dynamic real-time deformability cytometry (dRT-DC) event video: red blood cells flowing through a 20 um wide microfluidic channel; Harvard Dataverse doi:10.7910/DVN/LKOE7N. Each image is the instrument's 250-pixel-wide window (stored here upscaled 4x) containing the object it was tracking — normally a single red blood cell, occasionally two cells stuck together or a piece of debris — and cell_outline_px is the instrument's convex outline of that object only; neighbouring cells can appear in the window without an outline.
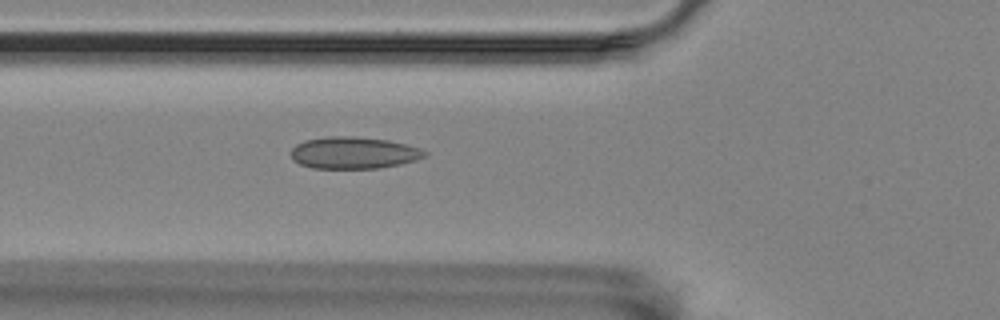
{"species": "Egyptian fruit bat (a non-hibernating species)", "species_latin": "Rousettus aegyptiacus", "temperature_condition": "room temperature", "stored_images_in_passage": 42, "camera_frame_rate_fps": 3000, "um_per_image_px": 0.085, "animal": {"sex": "female"}, "frame": {"image": 1, "passage_image": 17, "time_ms": 5.333, "image_size_px": [1000, 320], "cell_outline_px": [[428, 152], [424, 156], [416, 160], [400, 164], [380, 168], [312, 168], [300, 164], [292, 160], [292, 148], [296, 144], [304, 140], [328, 136], [352, 136], [388, 140], [420, 148]], "centroid_in_image_um": [30.04, 12.99], "position_along_channel_um": 95.8, "area_um2": 24.8}}
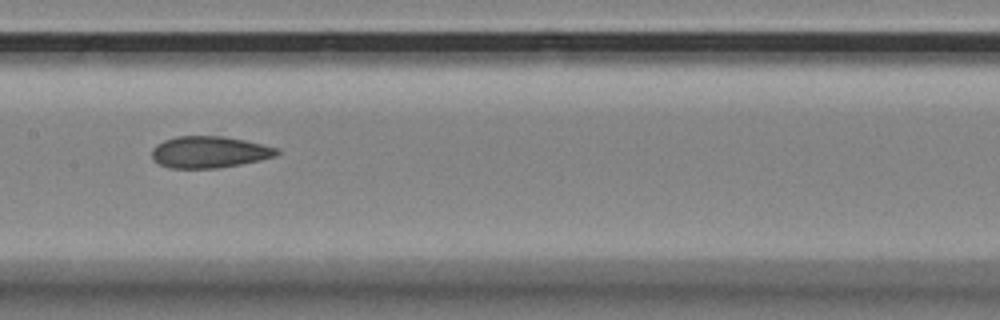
{"frame": {"image": 2, "passage_image": 25, "time_ms": 8.0, "image_size_px": [1000, 320], "cell_outline_px": [[280, 152], [276, 156], [260, 160], [220, 168], [172, 168], [160, 164], [152, 160], [152, 148], [156, 144], [164, 140], [176, 136], [224, 136], [244, 140], [280, 148]], "centroid_in_image_um": [17.8, 12.92], "position_along_channel_um": 189.6, "area_um2": 23.18}}
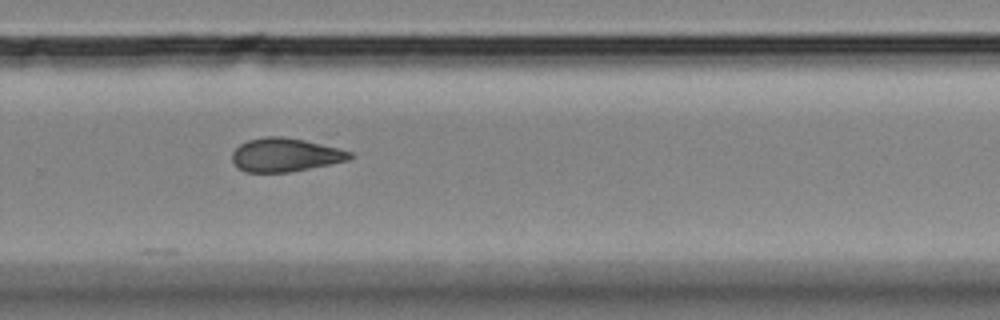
{"frame": {"image": 3, "passage_image": 35, "time_ms": 11.333, "image_size_px": [1000, 320], "cell_outline_px": [[352, 156], [348, 160], [292, 172], [244, 172], [232, 160], [232, 152], [240, 144], [248, 140], [268, 136], [280, 136], [304, 140], [352, 152]], "centroid_in_image_um": [24.22, 13.17], "position_along_channel_um": 305.6, "area_um2": 22.72}}